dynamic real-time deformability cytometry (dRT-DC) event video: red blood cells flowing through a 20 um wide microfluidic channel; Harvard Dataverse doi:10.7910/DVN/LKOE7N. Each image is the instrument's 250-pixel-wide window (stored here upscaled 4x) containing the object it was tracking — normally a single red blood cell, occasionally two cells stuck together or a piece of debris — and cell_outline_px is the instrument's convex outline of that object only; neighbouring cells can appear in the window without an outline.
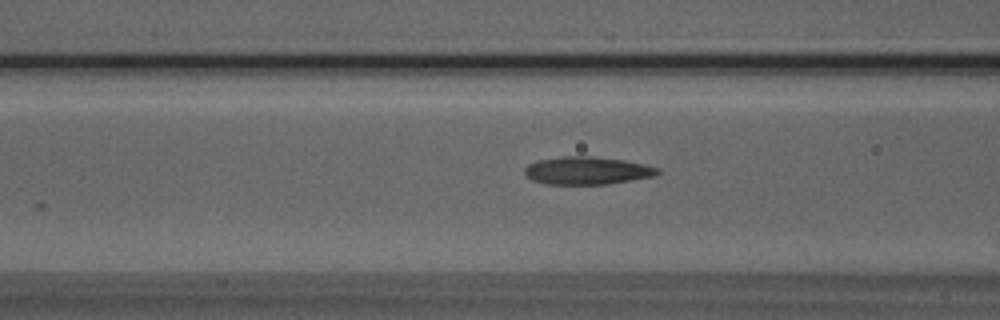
{"species": "Egyptian fruit bat (a non-hibernating species)", "species_latin": "Rousettus aegyptiacus", "temperature_condition": "room temperature", "stored_images_in_passage": 13, "camera_frame_rate_fps": 3000, "um_per_image_px": 0.085, "animal": {"sex": "male"}, "frame": {"image": 1, "passage_image": 4, "time_ms": 1.0, "image_size_px": [1000, 320], "cell_outline_px": [[660, 172], [656, 176], [608, 184], [544, 184], [532, 180], [524, 172], [524, 168], [528, 164], [536, 160], [560, 156], [592, 156], [624, 160], [644, 164], [660, 168]], "centroid_in_image_um": [49.9, 14.49], "position_along_channel_um": 116.7, "area_um2": 21.73}}